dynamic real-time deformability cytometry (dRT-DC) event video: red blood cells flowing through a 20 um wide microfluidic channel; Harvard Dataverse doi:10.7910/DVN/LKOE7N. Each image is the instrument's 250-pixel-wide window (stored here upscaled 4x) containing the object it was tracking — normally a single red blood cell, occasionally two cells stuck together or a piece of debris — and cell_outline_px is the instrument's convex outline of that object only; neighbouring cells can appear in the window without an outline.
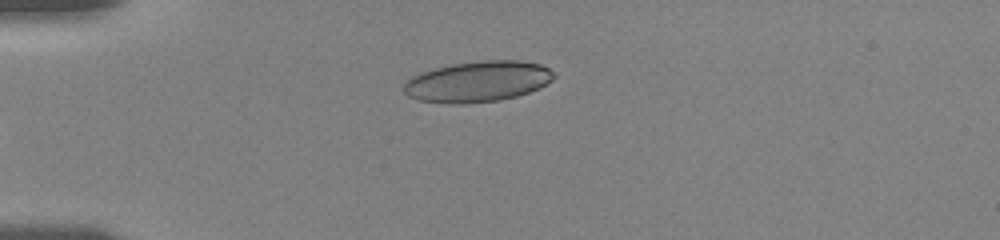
{"species": "human", "species_latin": "Homo sapiens", "temperature_condition": "room temperature", "stored_images_in_passage": 42, "camera_frame_rate_fps": 3000, "um_per_image_px": 0.085, "donor": {"sex": "female"}, "frame": {"image": 1, "passage_image": 1, "time_ms": 0.0, "image_size_px": [1000, 240], "cell_outline_px": [[556, 76], [552, 80], [540, 88], [516, 96], [500, 100], [464, 104], [448, 104], [416, 100], [408, 96], [404, 92], [404, 84], [412, 76], [420, 72], [452, 64], [480, 60], [520, 60], [540, 64], [548, 68]], "centroid_in_image_um": [40.6, 6.94], "position_along_channel_um": 44.4, "area_um2": 35.89}}
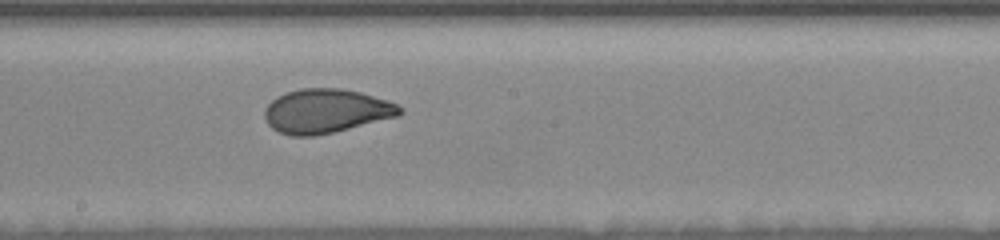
{"frame": {"image": 2, "passage_image": 18, "time_ms": 5.667, "image_size_px": [1000, 240], "cell_outline_px": [[404, 112], [396, 116], [332, 132], [312, 136], [292, 136], [280, 132], [272, 128], [268, 124], [264, 116], [264, 108], [276, 96], [300, 88], [340, 88], [360, 92], [388, 100], [404, 108]], "centroid_in_image_um": [27.69, 9.42], "position_along_channel_um": 220.5, "area_um2": 34.51}}
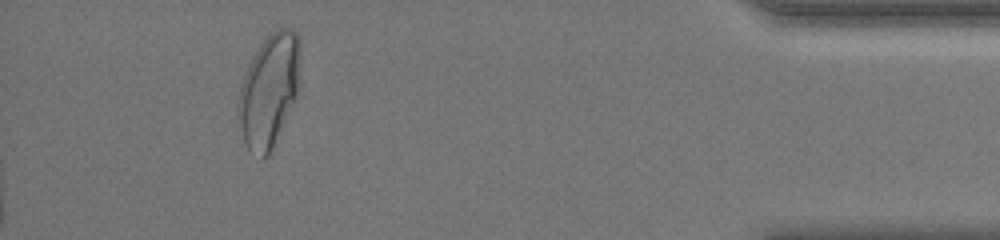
{"frame": {"image": 3, "passage_image": 38, "time_ms": 12.333, "image_size_px": [1000, 240], "cell_outline_px": [[300, 92], [268, 156], [264, 160], [260, 160], [248, 148], [244, 140], [236, 116], [236, 104], [240, 84], [248, 64], [252, 56], [260, 44], [276, 28], [292, 28], [300, 36]], "centroid_in_image_um": [22.88, 7.68], "position_along_channel_um": 412.3, "area_um2": 41.91}, "authors_computed_cell_mechanics": {"area_um2": 35.1424, "velocity_mm_per_s": 3.6049, "shape_relaxation_time_tau1_ms": 5.6434, "shape_relaxation_time_tau2_ms": 0.8459, "deformation_change_tau1": 0.1855, "deformation_change_tau2": 0.0555}}